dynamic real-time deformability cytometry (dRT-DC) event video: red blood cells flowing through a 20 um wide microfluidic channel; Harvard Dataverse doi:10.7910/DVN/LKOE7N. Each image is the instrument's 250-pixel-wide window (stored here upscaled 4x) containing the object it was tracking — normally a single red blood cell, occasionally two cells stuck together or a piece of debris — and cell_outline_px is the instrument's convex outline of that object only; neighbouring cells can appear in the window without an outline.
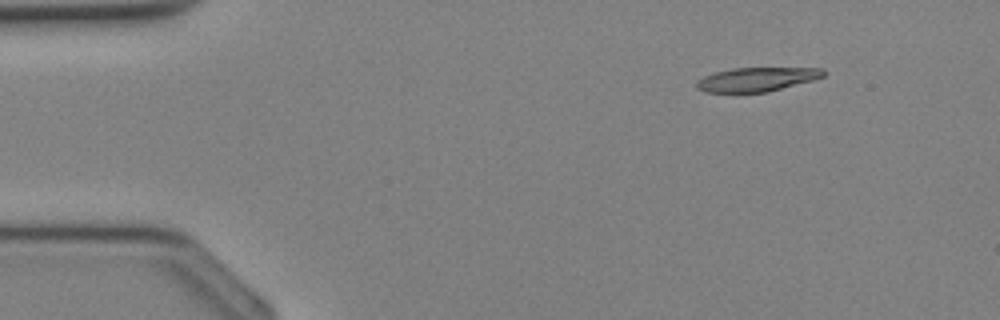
{"species": "Egyptian fruit bat (a non-hibernating species)", "species_latin": "Rousettus aegyptiacus", "temperature_condition": "cold", "stored_images_in_passage": 33, "camera_frame_rate_fps": 3000, "um_per_image_px": 0.085, "animal": {"sex": "female"}, "frame": {"image": 1, "passage_image": 3, "time_ms": 0.667, "image_size_px": [1000, 320], "cell_outline_px": [[828, 72], [824, 76], [812, 80], [768, 92], [704, 92], [696, 88], [696, 80], [704, 76], [716, 72], [732, 68], [824, 68]], "centroid_in_image_um": [64.33, 6.74], "position_along_channel_um": 20.7, "area_um2": 17.74}}
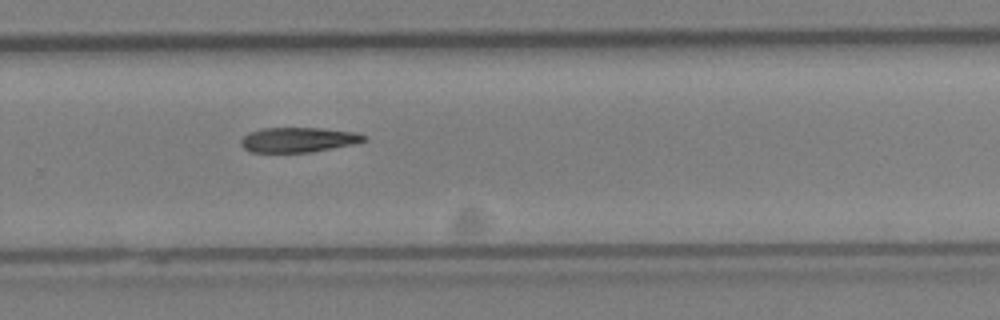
{"frame": {"image": 2, "passage_image": 22, "time_ms": 7.0, "image_size_px": [1000, 320], "cell_outline_px": [[368, 136], [364, 140], [352, 144], [312, 152], [252, 152], [244, 148], [240, 144], [240, 140], [248, 132], [264, 128], [320, 128], [356, 132]], "centroid_in_image_um": [25.33, 11.87], "position_along_channel_um": 304.5, "area_um2": 17.74}}
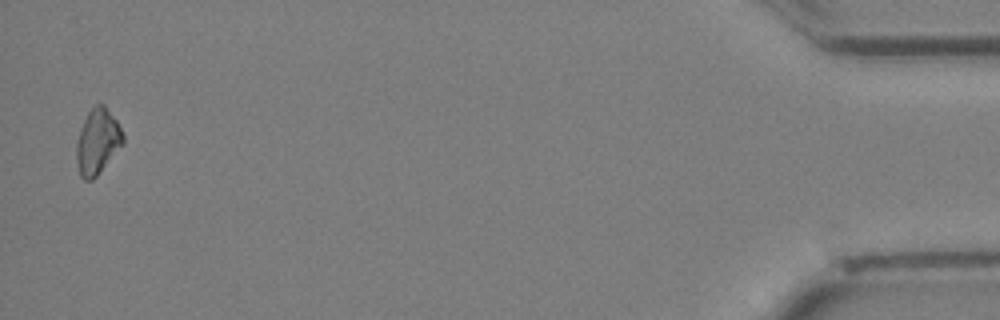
{"frame": {"image": 3, "passage_image": 33, "time_ms": 10.667, "image_size_px": [1000, 320], "cell_outline_px": [[124, 144], [96, 176], [92, 180], [84, 180], [80, 176], [76, 160], [76, 144], [80, 128], [88, 112], [96, 104], [104, 104], [116, 120], [124, 136]], "centroid_in_image_um": [8.28, 12.04], "position_along_channel_um": 426.9, "area_um2": 17.69}}